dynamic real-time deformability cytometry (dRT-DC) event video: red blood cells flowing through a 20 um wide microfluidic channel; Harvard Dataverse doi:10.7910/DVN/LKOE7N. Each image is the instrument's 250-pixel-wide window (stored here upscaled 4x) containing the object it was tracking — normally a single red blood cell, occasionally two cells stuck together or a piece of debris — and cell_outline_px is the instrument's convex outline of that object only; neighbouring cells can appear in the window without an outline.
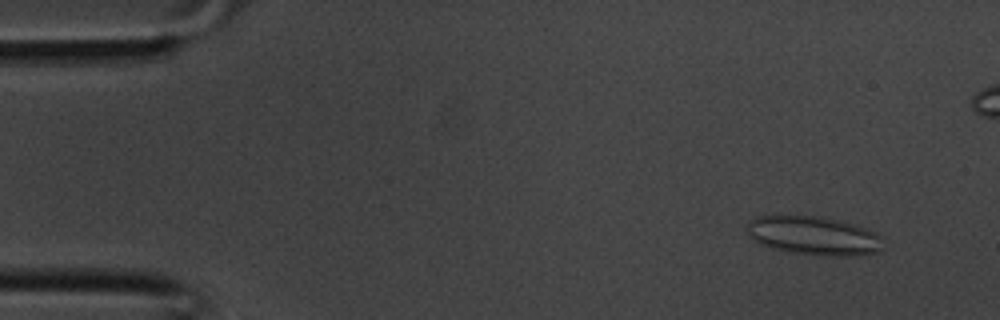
{"species": "common noctule bat (a hibernating species)", "species_latin": "Nyctalus noctula", "temperature_condition": "room temperature", "stored_images_in_passage": 37, "camera_frame_rate_fps": 3000, "um_per_image_px": 0.085, "animal": {"sex": "male", "body_mass_g": 20.1, "forearm_length_mm": 53.5}, "frame": {"image": 1, "passage_image": 3, "time_ms": 0.667, "image_size_px": [1000, 320], "cell_outline_px": [[880, 252], [856, 256], [820, 256], [788, 252], [772, 248], [760, 244], [752, 240], [748, 236], [748, 224], [756, 216], [820, 216], [852, 224], [876, 232], [880, 236]], "centroid_in_image_um": [69.14, 20.06], "position_along_channel_um": 15.9, "area_um2": 30.69}}
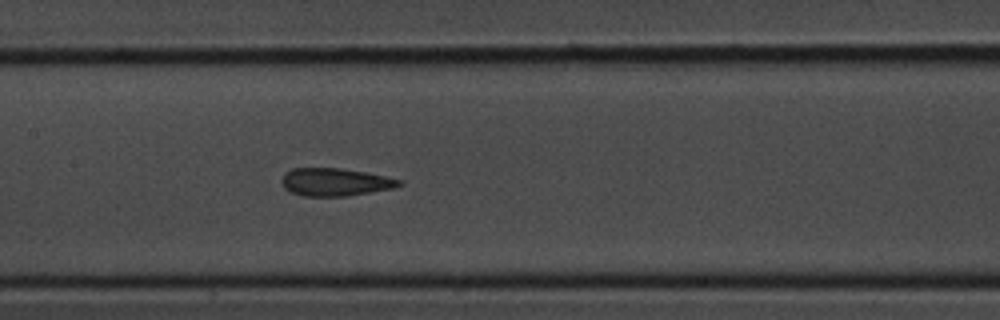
{"frame": {"image": 2, "passage_image": 17, "time_ms": 5.333, "image_size_px": [1000, 320], "cell_outline_px": [[404, 184], [396, 188], [348, 196], [300, 196], [284, 188], [280, 180], [284, 172], [292, 168], [340, 168], [364, 172], [404, 180]], "centroid_in_image_um": [28.5, 15.48], "position_along_channel_um": 178.9, "area_um2": 19.31}}
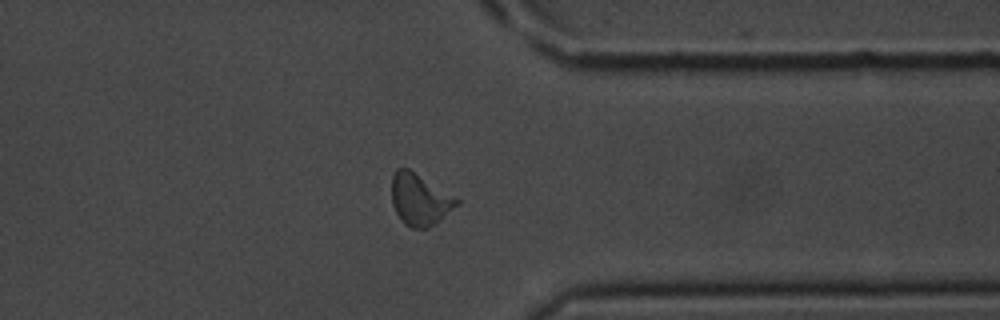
{"frame": {"image": 3, "passage_image": 28, "time_ms": 9.0, "image_size_px": [1000, 320], "cell_outline_px": [[460, 204], [436, 224], [428, 228], [412, 228], [404, 224], [396, 212], [392, 204], [392, 176], [396, 168], [408, 168], [456, 196], [460, 200]], "centroid_in_image_um": [35.71, 16.96], "position_along_channel_um": 375.7, "area_um2": 19.83}}